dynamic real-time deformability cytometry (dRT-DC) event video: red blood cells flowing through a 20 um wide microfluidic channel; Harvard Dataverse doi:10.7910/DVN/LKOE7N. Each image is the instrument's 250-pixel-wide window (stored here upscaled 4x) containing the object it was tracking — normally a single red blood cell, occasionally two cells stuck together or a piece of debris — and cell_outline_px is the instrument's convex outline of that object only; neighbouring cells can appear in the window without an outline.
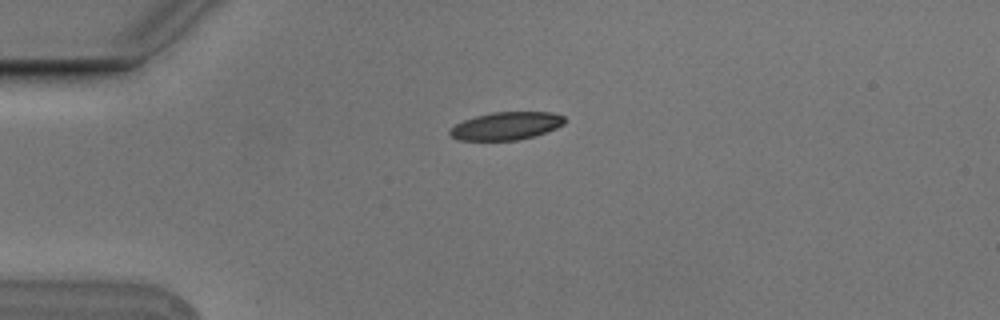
{"species": "Egyptian fruit bat (a non-hibernating species)", "species_latin": "Rousettus aegyptiacus", "temperature_condition": "cold", "stored_images_in_passage": 3, "camera_frame_rate_fps": 3000, "um_per_image_px": 0.085, "animal": {"sex": "male"}, "frame": {"image": 1, "passage_image": 3, "time_ms": 0.667, "image_size_px": [1000, 320], "cell_outline_px": [[564, 124], [556, 128], [532, 136], [516, 140], [460, 140], [452, 136], [448, 132], [456, 124], [464, 120], [476, 116], [492, 112], [552, 112], [564, 116]], "centroid_in_image_um": [43.03, 10.69], "position_along_channel_um": 42.0, "area_um2": 18.32}}